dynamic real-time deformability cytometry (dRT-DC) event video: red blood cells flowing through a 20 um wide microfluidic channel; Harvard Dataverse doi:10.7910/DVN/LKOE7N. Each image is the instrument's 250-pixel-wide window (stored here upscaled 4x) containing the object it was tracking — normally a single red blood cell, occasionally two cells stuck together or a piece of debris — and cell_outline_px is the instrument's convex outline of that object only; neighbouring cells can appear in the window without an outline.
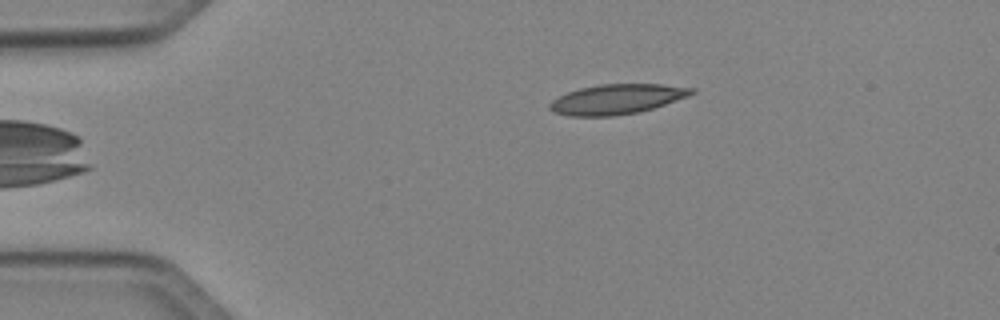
{"species": "Egyptian fruit bat (a non-hibernating species)", "species_latin": "Rousettus aegyptiacus", "temperature_condition": "cold", "stored_images_in_passage": 5, "camera_frame_rate_fps": 3000, "um_per_image_px": 0.085, "animal": {"sex": "female"}, "frame": {"image": 1, "passage_image": 5, "time_ms": 5.667, "image_size_px": [1000, 320], "cell_outline_px": [[696, 92], [688, 96], [652, 108], [636, 112], [612, 116], [568, 116], [556, 112], [548, 108], [548, 104], [552, 100], [568, 92], [580, 88], [600, 84], [660, 84], [696, 88]], "centroid_in_image_um": [52.43, 8.42], "position_along_channel_um": 32.6, "area_um2": 24.51}}